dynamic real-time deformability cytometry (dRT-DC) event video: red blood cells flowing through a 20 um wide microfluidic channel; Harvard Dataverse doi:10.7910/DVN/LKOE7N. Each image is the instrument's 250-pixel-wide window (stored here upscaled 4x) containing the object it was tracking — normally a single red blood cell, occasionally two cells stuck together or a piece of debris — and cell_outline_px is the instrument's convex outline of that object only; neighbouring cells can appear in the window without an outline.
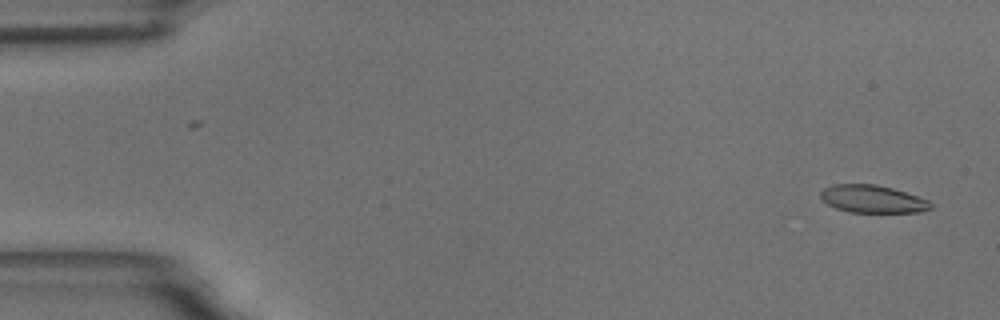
{"species": "common noctule bat (a hibernating species)", "species_latin": "Nyctalus noctula", "temperature_condition": "room temperature", "stored_images_in_passage": 58, "camera_frame_rate_fps": 3000, "um_per_image_px": 0.085, "animal": {"sex": "male", "body_mass_g": 18.8}, "frame": {"image": 1, "passage_image": 3, "time_ms": 0.667, "image_size_px": [1000, 320], "cell_outline_px": [[932, 208], [920, 212], [848, 212], [836, 208], [828, 204], [820, 196], [820, 192], [824, 188], [832, 184], [876, 184], [892, 188], [928, 200], [932, 204]], "centroid_in_image_um": [74.15, 16.91], "position_along_channel_um": 10.8, "area_um2": 17.63}}
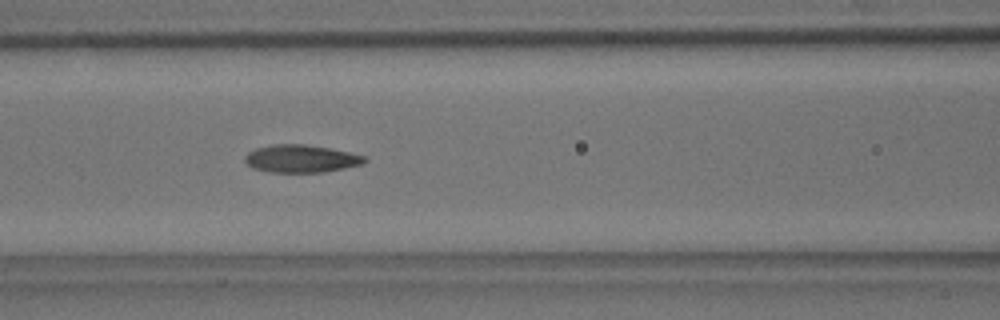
{"frame": {"image": 2, "passage_image": 25, "time_ms": 8.0, "image_size_px": [1000, 320], "cell_outline_px": [[368, 160], [364, 164], [344, 168], [320, 172], [272, 172], [252, 168], [244, 160], [244, 156], [248, 152], [256, 148], [272, 144], [304, 144], [328, 148], [348, 152], [364, 156]], "centroid_in_image_um": [25.57, 13.48], "position_along_channel_um": 141.0, "area_um2": 19.19}}
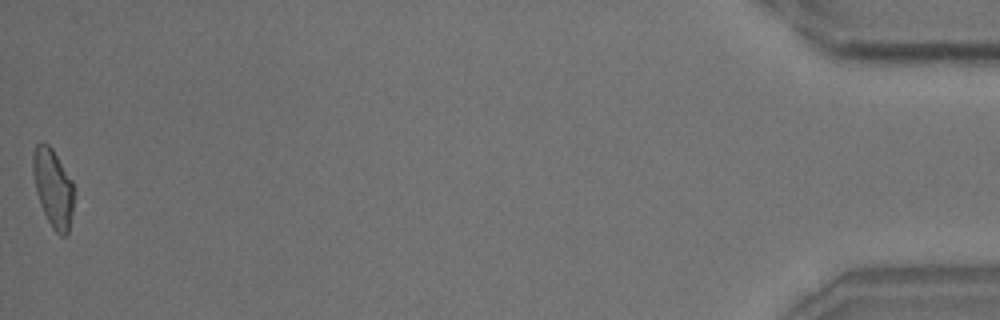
{"frame": {"image": 3, "passage_image": 58, "time_ms": 19.0, "image_size_px": [1000, 320], "cell_outline_px": [[72, 212], [68, 232], [64, 236], [60, 236], [52, 228], [40, 204], [36, 192], [32, 172], [32, 156], [36, 144], [40, 140], [48, 144], [52, 148], [72, 180]], "centroid_in_image_um": [4.48, 15.93], "position_along_channel_um": 430.7, "area_um2": 18.55}, "authors_computed_cell_mechanics": {"area_um2": 18.9584, "velocity_mm_per_s": 3.516, "shape_relaxation_time_tau1_ms": 4.798, "shape_relaxation_time_tau2_ms": 2.2166, "deformation_change_tau1": 0.1754, "deformation_change_tau2": 0.0856}}